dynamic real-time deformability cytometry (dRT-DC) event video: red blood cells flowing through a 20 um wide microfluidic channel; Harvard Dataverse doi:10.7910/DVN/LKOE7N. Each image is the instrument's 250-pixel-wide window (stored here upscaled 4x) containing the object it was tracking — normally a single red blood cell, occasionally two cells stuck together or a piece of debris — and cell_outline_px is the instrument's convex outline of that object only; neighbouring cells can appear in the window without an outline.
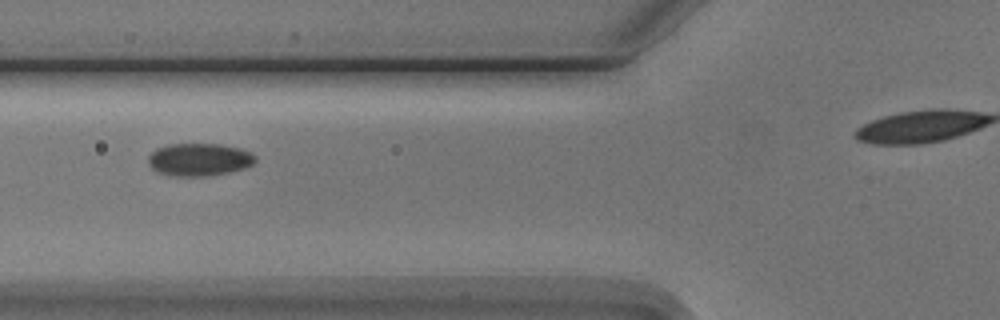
{"species": "Egyptian fruit bat (a non-hibernating species)", "species_latin": "Rousettus aegyptiacus", "temperature_condition": "cold", "stored_images_in_passage": 7, "segment_of_instrument_passage": [1, 2], "camera_frame_rate_fps": 3000, "um_per_image_px": 0.085, "animal": {"sex": "male"}, "frame": {"image": 1, "passage_image": 2, "time_ms": 1.0, "image_size_px": [1000, 320], "cell_outline_px": [[256, 160], [252, 164], [244, 168], [228, 172], [204, 176], [176, 176], [156, 172], [148, 164], [148, 156], [156, 148], [168, 144], [220, 144], [240, 148], [252, 152], [256, 156]], "centroid_in_image_um": [16.92, 13.55], "position_along_channel_um": 108.9, "area_um2": 20.46}}
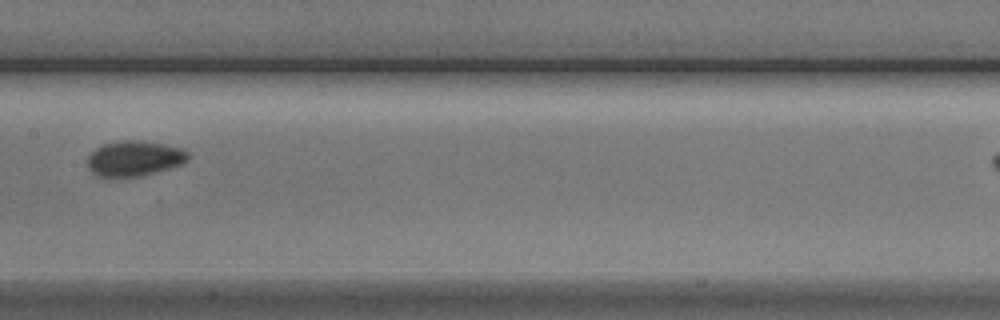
{"frame": {"image": 2, "passage_image": 4, "time_ms": 3.333, "image_size_px": [1000, 320], "cell_outline_px": [[188, 160], [180, 164], [156, 172], [140, 176], [96, 176], [88, 168], [88, 156], [96, 148], [104, 144], [120, 140], [132, 140], [164, 144], [180, 148], [188, 152]], "centroid_in_image_um": [11.4, 13.46], "position_along_channel_um": 196.0, "area_um2": 20.35}}
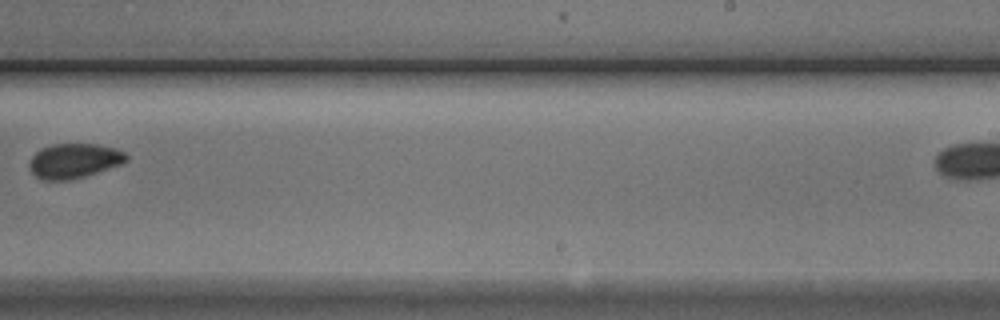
{"frame": {"image": 3, "passage_image": 6, "time_ms": 5.667, "image_size_px": [1000, 320], "cell_outline_px": [[128, 160], [120, 164], [84, 176], [68, 180], [44, 180], [36, 176], [28, 168], [28, 164], [32, 156], [40, 148], [52, 144], [100, 144], [116, 148], [124, 152], [128, 156]], "centroid_in_image_um": [6.27, 13.65], "position_along_channel_um": 282.7, "area_um2": 19.59}}